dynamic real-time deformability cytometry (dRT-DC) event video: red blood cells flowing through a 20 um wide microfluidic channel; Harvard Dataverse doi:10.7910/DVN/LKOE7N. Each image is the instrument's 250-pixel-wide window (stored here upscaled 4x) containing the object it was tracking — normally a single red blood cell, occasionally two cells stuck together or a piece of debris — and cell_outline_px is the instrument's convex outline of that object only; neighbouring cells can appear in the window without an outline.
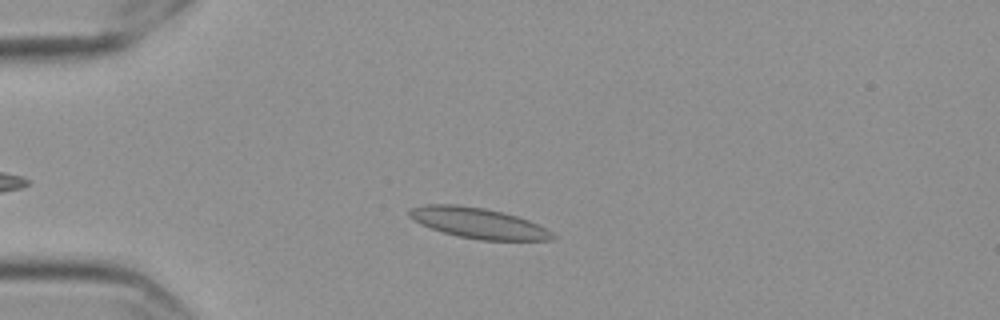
{"species": "Egyptian fruit bat (a non-hibernating species)", "species_latin": "Rousettus aegyptiacus", "temperature_condition": "cold", "stored_images_in_passage": 44, "camera_frame_rate_fps": 3000, "um_per_image_px": 0.085, "frame": {"image": 1, "passage_image": 11, "time_ms": 3.333, "image_size_px": [1000, 320], "cell_outline_px": [[556, 236], [552, 240], [480, 240], [460, 236], [444, 232], [420, 224], [412, 220], [408, 216], [408, 212], [412, 208], [424, 204], [456, 204], [484, 208], [516, 216], [528, 220], [552, 232]], "centroid_in_image_um": [40.62, 18.95], "position_along_channel_um": 44.4, "area_um2": 25.2}}
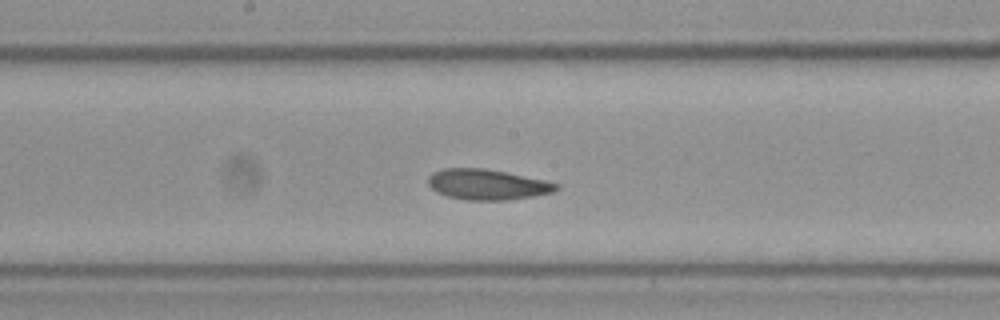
{"frame": {"image": 2, "passage_image": 27, "time_ms": 8.667, "image_size_px": [1000, 320], "cell_outline_px": [[560, 188], [552, 192], [532, 196], [508, 200], [468, 200], [448, 196], [436, 192], [428, 184], [428, 176], [432, 172], [444, 168], [484, 168], [544, 180], [560, 184]], "centroid_in_image_um": [41.4, 15.68], "position_along_channel_um": 206.8, "area_um2": 22.66}}
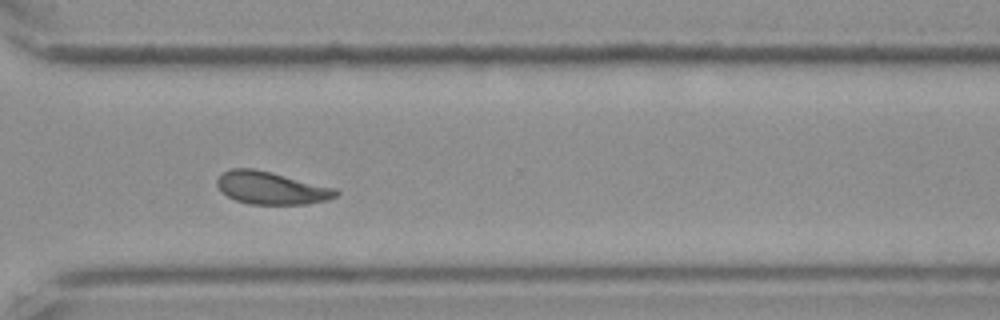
{"frame": {"image": 3, "passage_image": 39, "time_ms": 12.667, "image_size_px": [1000, 320], "cell_outline_px": [[340, 192], [336, 196], [328, 200], [308, 204], [248, 204], [236, 200], [220, 192], [216, 184], [216, 180], [224, 172], [232, 168], [252, 168], [336, 188]], "centroid_in_image_um": [23.05, 15.99], "position_along_channel_um": 347.6, "area_um2": 22.48}, "authors_computed_cell_mechanics": {"area_um2": 23.0044, "velocity_mm_per_s": 3.5211, "shape_relaxation_time_tau1_ms": null, "shape_relaxation_time_tau2_ms": 2.3095, "deformation_change_tau1": null, "deformation_change_tau2": 0.0615}}